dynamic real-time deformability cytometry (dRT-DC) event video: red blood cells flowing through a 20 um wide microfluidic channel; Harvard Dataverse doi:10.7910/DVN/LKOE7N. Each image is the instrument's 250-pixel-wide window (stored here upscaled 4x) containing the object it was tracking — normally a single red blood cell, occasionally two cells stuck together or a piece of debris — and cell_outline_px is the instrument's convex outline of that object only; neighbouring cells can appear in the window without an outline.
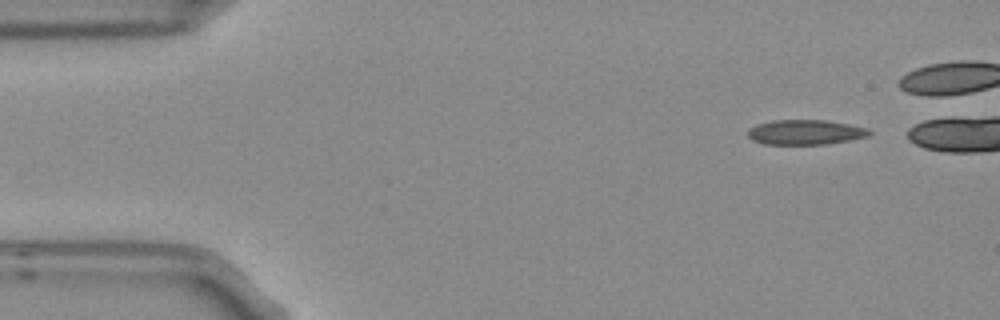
{"species": "Egyptian fruit bat (a non-hibernating species)", "species_latin": "Rousettus aegyptiacus", "temperature_condition": "room temperature", "stored_images_in_passage": 10, "camera_frame_rate_fps": 3000, "um_per_image_px": 0.085, "frame": {"image": 1, "passage_image": 1, "time_ms": 0.0, "image_size_px": [1000, 320], "cell_outline_px": [[872, 132], [868, 136], [852, 140], [828, 144], [764, 144], [752, 140], [748, 136], [748, 128], [756, 124], [772, 120], [828, 120], [868, 128]], "centroid_in_image_um": [68.46, 11.23], "position_along_channel_um": 16.5, "area_um2": 17.8}}
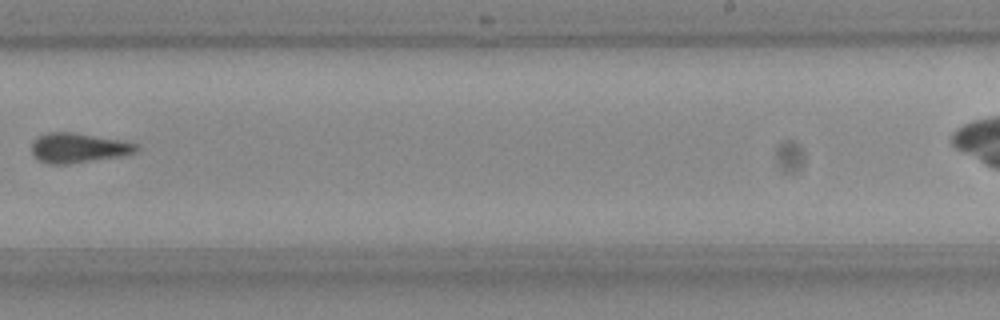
{"frame": {"image": 2, "passage_image": 9, "time_ms": 2.667, "image_size_px": [1000, 320], "cell_outline_px": [[140, 148], [136, 152], [120, 156], [64, 164], [52, 164], [40, 160], [32, 152], [32, 140], [36, 136], [48, 132], [76, 132], [120, 140], [140, 144]], "centroid_in_image_um": [6.67, 12.54], "position_along_channel_um": 282.3, "area_um2": 18.09}}